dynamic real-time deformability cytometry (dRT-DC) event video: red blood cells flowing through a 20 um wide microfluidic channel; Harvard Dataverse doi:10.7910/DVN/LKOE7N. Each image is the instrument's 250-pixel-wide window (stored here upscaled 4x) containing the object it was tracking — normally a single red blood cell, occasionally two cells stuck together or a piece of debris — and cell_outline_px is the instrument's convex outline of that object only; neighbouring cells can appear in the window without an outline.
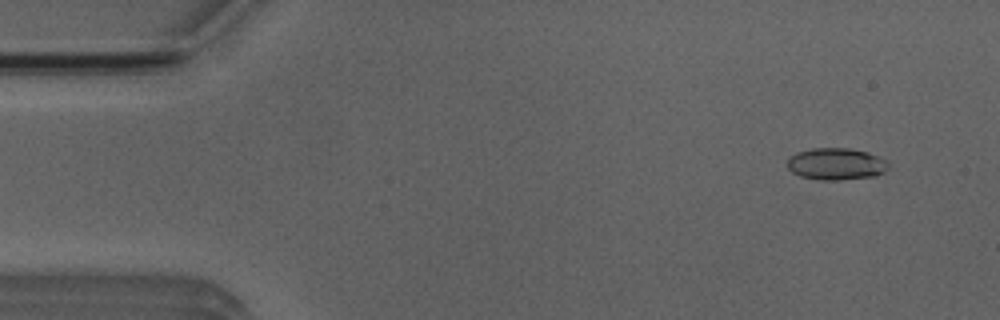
{"species": "Egyptian fruit bat (a non-hibernating species)", "species_latin": "Rousettus aegyptiacus", "temperature_condition": "room temperature", "stored_images_in_passage": 2, "camera_frame_rate_fps": 3000, "um_per_image_px": 0.085, "animal": {"sex": "male"}, "frame": {"image": 1, "passage_image": 2, "time_ms": 1.333, "image_size_px": [1000, 320], "cell_outline_px": [[888, 168], [884, 172], [876, 176], [836, 180], [820, 180], [800, 176], [792, 172], [788, 168], [788, 156], [796, 152], [812, 148], [848, 148], [868, 152], [884, 160], [888, 164]], "centroid_in_image_um": [71.03, 13.93], "position_along_channel_um": 14.0, "area_um2": 18.79}}